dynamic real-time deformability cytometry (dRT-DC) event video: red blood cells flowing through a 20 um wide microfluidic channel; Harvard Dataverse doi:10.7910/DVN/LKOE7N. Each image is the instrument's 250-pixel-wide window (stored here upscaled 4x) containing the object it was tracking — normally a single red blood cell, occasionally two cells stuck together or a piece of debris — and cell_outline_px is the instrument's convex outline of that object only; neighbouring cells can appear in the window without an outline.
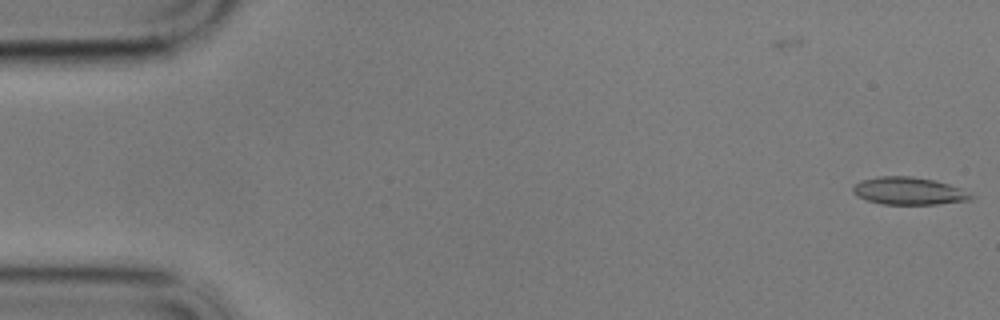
{"species": "common noctule bat (a hibernating species)", "species_latin": "Nyctalus noctula", "temperature_condition": "cold", "stored_images_in_passage": 4, "camera_frame_rate_fps": 3000, "um_per_image_px": 0.085, "animal": {"sex": "male", "body_mass_g": 17.9}, "frame": {"image": 1, "passage_image": 4, "time_ms": 1.0, "image_size_px": [1000, 320], "cell_outline_px": [[976, 196], [972, 200], [936, 204], [880, 204], [864, 200], [856, 196], [852, 192], [852, 188], [860, 180], [880, 176], [912, 176], [936, 180], [972, 192]], "centroid_in_image_um": [77.27, 16.23], "position_along_channel_um": 7.7, "area_um2": 19.31}}